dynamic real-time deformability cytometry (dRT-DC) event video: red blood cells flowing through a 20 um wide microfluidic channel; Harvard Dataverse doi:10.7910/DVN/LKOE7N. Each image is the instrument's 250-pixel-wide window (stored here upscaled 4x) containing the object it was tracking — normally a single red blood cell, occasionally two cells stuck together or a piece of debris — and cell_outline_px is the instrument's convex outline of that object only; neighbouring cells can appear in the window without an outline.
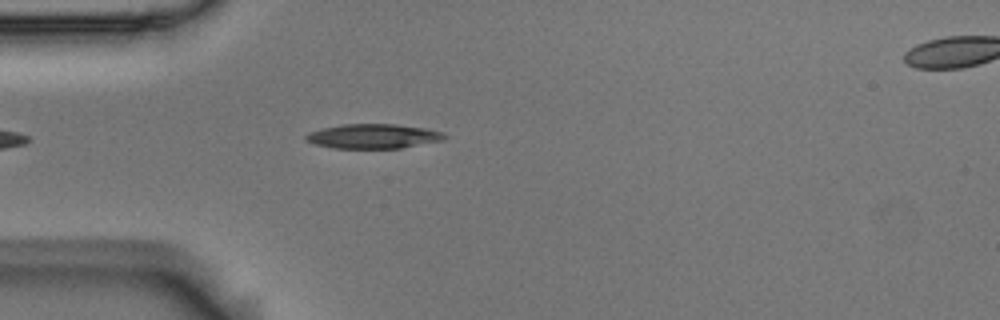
{"species": "Egyptian fruit bat (a non-hibernating species)", "species_latin": "Rousettus aegyptiacus", "temperature_condition": "room temperature", "stored_images_in_passage": 7, "camera_frame_rate_fps": 3000, "um_per_image_px": 0.085, "animal": {"sex": "male"}, "frame": {"image": 1, "passage_image": 3, "time_ms": 0.667, "image_size_px": [1000, 320], "cell_outline_px": [[448, 136], [444, 140], [400, 148], [332, 148], [316, 144], [304, 140], [304, 136], [308, 132], [324, 128], [344, 124], [396, 124], [424, 128], [444, 132]], "centroid_in_image_um": [31.74, 11.58], "position_along_channel_um": 53.3, "area_um2": 19.83}}
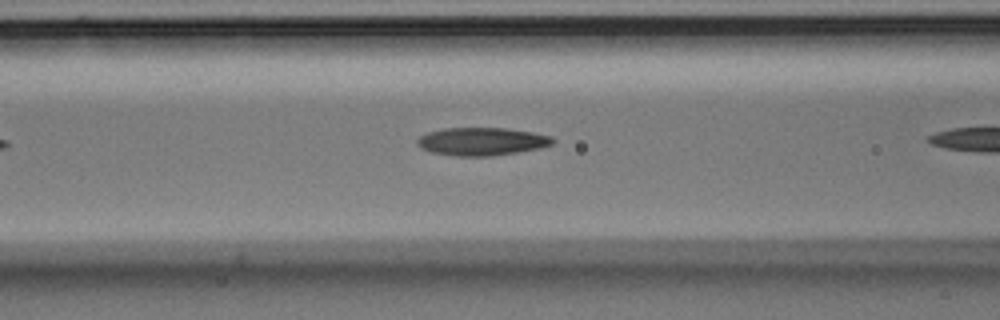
{"frame": {"image": 2, "passage_image": 6, "time_ms": 1.667, "image_size_px": [1000, 320], "cell_outline_px": [[556, 140], [552, 144], [540, 148], [492, 156], [452, 156], [432, 152], [420, 148], [416, 144], [416, 140], [420, 136], [428, 132], [444, 128], [508, 128], [532, 132], [552, 136]], "centroid_in_image_um": [40.94, 12.02], "position_along_channel_um": 125.7, "area_um2": 22.2}}